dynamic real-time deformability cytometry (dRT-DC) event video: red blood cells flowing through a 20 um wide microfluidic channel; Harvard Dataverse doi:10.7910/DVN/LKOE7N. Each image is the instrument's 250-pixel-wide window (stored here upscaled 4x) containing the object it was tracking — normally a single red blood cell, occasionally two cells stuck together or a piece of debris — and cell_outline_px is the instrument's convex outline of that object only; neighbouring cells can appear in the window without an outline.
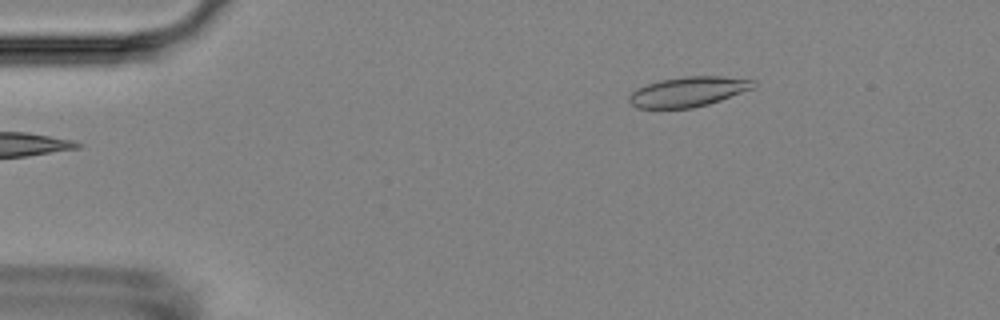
{"species": "Egyptian fruit bat (a non-hibernating species)", "species_latin": "Rousettus aegyptiacus", "temperature_condition": "room temperature", "stored_images_in_passage": 5, "camera_frame_rate_fps": 3000, "um_per_image_px": 0.085, "animal": {"sex": "female"}, "frame": {"image": 1, "passage_image": 5, "time_ms": 5.667, "image_size_px": [1000, 320], "cell_outline_px": [[756, 88], [708, 104], [692, 108], [636, 108], [628, 100], [628, 96], [636, 88], [660, 80], [684, 76], [720, 76], [756, 80]], "centroid_in_image_um": [58.52, 7.79], "position_along_channel_um": 26.5, "area_um2": 21.79}}